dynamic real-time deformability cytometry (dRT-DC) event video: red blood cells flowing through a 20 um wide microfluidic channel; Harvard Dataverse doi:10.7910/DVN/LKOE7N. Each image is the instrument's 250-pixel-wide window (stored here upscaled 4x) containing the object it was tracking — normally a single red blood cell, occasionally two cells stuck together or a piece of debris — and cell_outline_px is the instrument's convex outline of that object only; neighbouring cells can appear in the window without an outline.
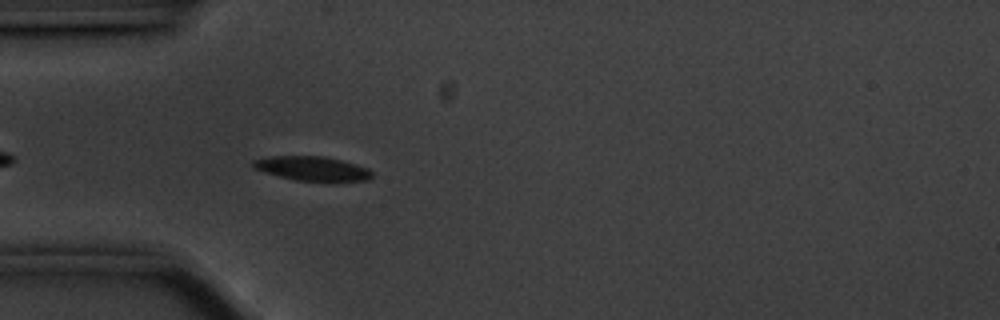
{"species": "common noctule bat (a hibernating species)", "species_latin": "Nyctalus noctula", "temperature_condition": "cold", "stored_images_in_passage": 36, "camera_frame_rate_fps": 3000, "um_per_image_px": 0.085, "animal": {"sex": "male", "body_mass_g": 20.1, "forearm_length_mm": 53.5}, "frame": {"image": 1, "passage_image": 5, "time_ms": 1.333, "image_size_px": [1000, 320], "cell_outline_px": [[372, 176], [368, 180], [336, 184], [332, 184], [296, 180], [264, 172], [252, 168], [252, 160], [272, 156], [324, 156], [340, 160], [368, 168], [372, 172]], "centroid_in_image_um": [26.6, 14.37], "position_along_channel_um": 58.4, "area_um2": 17.51}}
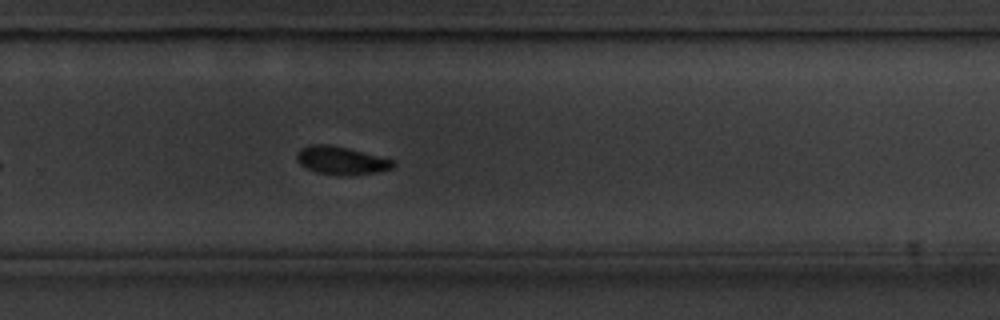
{"frame": {"image": 2, "passage_image": 26, "time_ms": 8.333, "image_size_px": [1000, 320], "cell_outline_px": [[396, 164], [392, 168], [376, 172], [348, 176], [344, 176], [316, 172], [300, 164], [296, 160], [296, 156], [300, 148], [312, 144], [328, 144], [348, 148], [396, 160]], "centroid_in_image_um": [29.02, 13.64], "position_along_channel_um": 300.8, "area_um2": 15.84}}
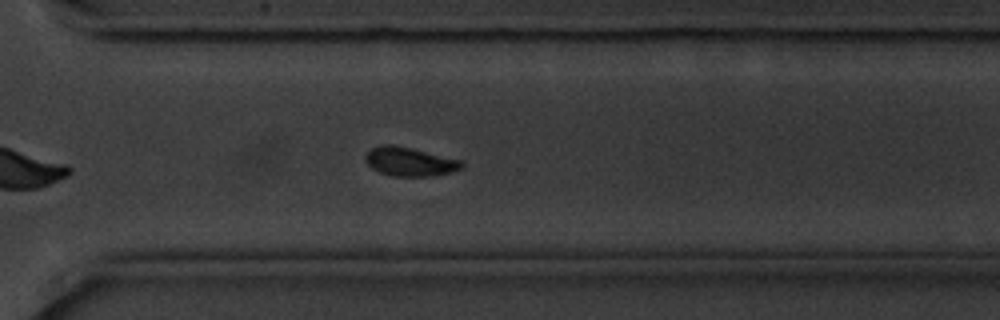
{"frame": {"image": 3, "passage_image": 29, "time_ms": 9.333, "image_size_px": [1000, 320], "cell_outline_px": [[464, 168], [452, 172], [432, 176], [392, 176], [380, 172], [372, 168], [364, 160], [364, 156], [372, 148], [380, 144], [392, 144], [412, 148], [464, 160]], "centroid_in_image_um": [34.87, 13.73], "position_along_channel_um": 335.7, "area_um2": 16.47}, "authors_computed_cell_mechanics": {"area_um2": 17.0799, "velocity_mm_per_s": 3.5008, "shape_relaxation_time_tau1_ms": 6.2489, "shape_relaxation_time_tau2_ms": 6.8815, "deformation_change_tau1": 0.2429, "deformation_change_tau2": 0.08}}